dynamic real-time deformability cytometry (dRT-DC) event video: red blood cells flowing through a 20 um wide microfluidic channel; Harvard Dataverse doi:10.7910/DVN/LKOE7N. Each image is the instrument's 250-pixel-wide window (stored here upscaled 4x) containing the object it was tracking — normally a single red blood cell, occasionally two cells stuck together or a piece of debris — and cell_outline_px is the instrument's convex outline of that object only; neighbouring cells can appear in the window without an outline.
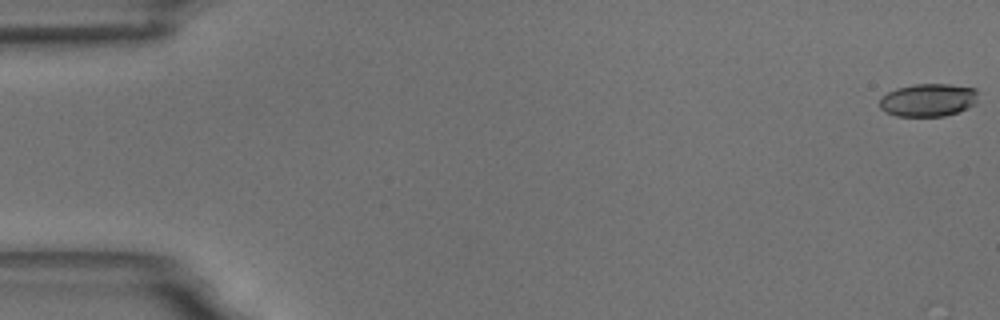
{"species": "common noctule bat (a hibernating species)", "species_latin": "Nyctalus noctula", "temperature_condition": "room temperature", "stored_images_in_passage": 34, "camera_frame_rate_fps": 3000, "um_per_image_px": 0.085, "animal": {"sex": "male", "body_mass_g": 18.8}, "frame": {"image": 1, "passage_image": 1, "time_ms": 0.0, "image_size_px": [1000, 320], "cell_outline_px": [[976, 104], [960, 112], [944, 116], [896, 116], [880, 108], [880, 100], [888, 92], [896, 88], [916, 84], [948, 84], [976, 88]], "centroid_in_image_um": [78.93, 8.5], "position_along_channel_um": 6.1, "area_um2": 18.84}}
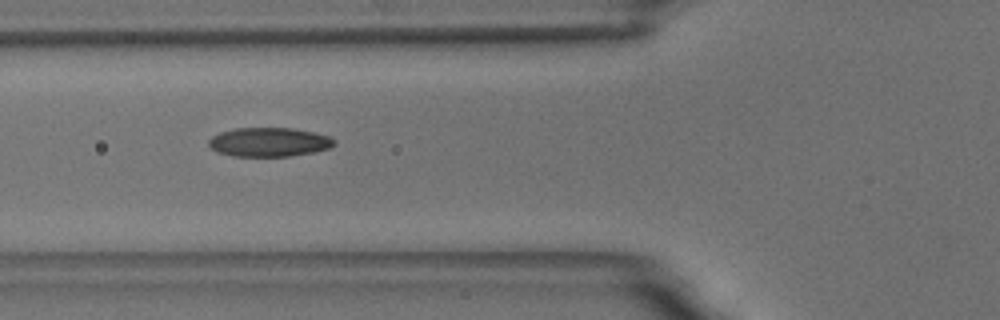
{"frame": {"image": 2, "passage_image": 22, "time_ms": 7.0, "image_size_px": [1000, 320], "cell_outline_px": [[336, 144], [328, 148], [316, 152], [288, 156], [232, 156], [216, 152], [208, 144], [208, 140], [212, 136], [220, 132], [236, 128], [292, 128], [312, 132], [328, 136], [336, 140]], "centroid_in_image_um": [22.86, 12.08], "position_along_channel_um": 102.9, "area_um2": 21.27}}
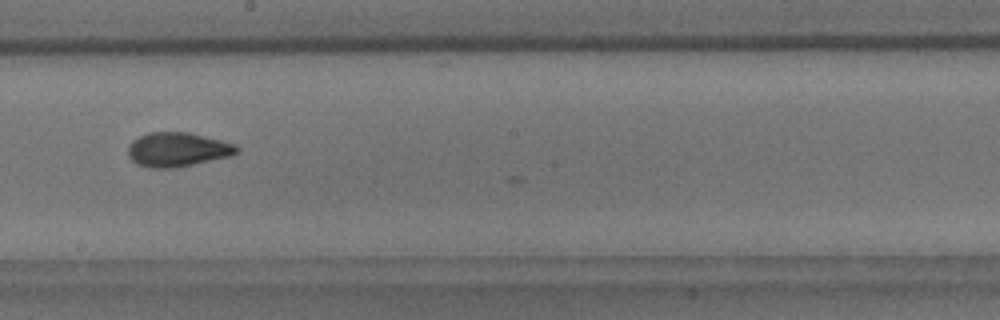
{"frame": {"image": 3, "passage_image": 33, "time_ms": 10.667, "image_size_px": [1000, 320], "cell_outline_px": [[240, 152], [228, 156], [180, 168], [148, 168], [136, 164], [128, 156], [128, 144], [132, 140], [148, 132], [188, 132], [236, 144], [240, 148]], "centroid_in_image_um": [15.07, 12.72], "position_along_channel_um": 233.1, "area_um2": 21.96}}